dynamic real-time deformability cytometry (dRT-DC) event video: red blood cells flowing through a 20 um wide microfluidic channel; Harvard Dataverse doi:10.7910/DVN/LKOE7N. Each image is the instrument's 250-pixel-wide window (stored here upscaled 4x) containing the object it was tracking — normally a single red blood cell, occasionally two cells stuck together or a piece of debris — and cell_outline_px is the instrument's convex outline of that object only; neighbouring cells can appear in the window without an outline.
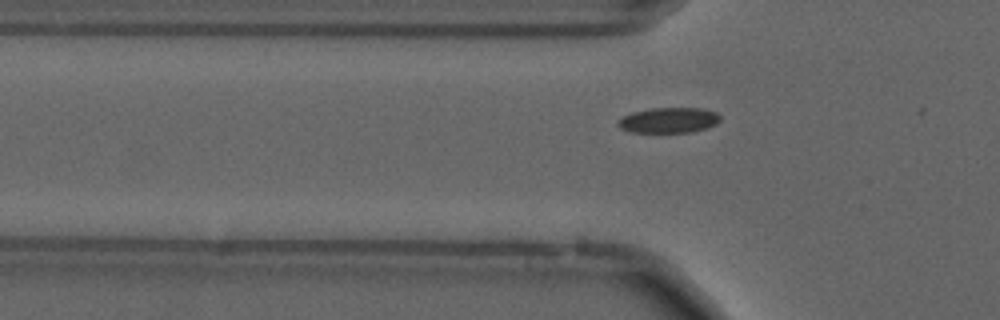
{"species": "common noctule bat (a hibernating species)", "species_latin": "Nyctalus noctula", "temperature_condition": "cold", "stored_images_in_passage": 4, "camera_frame_rate_fps": 3000, "um_per_image_px": 0.085, "animal": {"sex": "male", "forearm_length_mm": 52.5}, "frame": {"image": 1, "passage_image": 2, "time_ms": 0.333, "image_size_px": [1000, 320], "cell_outline_px": [[720, 120], [716, 124], [708, 128], [692, 132], [628, 132], [620, 128], [616, 124], [616, 120], [632, 112], [652, 108], [704, 108], [716, 112], [720, 116]], "centroid_in_image_um": [56.84, 10.22], "position_along_channel_um": 69.0, "area_um2": 15.32}}